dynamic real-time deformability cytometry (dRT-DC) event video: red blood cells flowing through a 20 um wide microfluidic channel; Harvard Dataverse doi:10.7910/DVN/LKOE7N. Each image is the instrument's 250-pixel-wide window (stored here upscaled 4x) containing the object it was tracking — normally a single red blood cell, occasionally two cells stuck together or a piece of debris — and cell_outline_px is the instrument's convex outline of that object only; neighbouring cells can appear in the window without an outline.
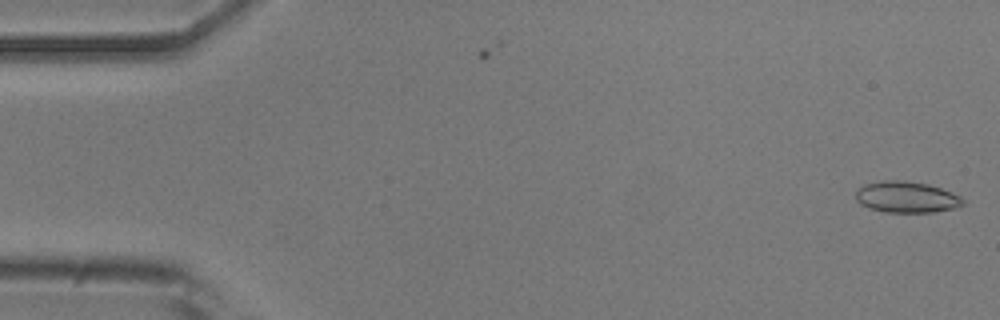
{"species": "common noctule bat (a hibernating species)", "species_latin": "Nyctalus noctula", "temperature_condition": "room temperature", "stored_images_in_passage": 3, "camera_frame_rate_fps": 3000, "um_per_image_px": 0.085, "animal": {"sex": "male", "body_mass_g": 20.5, "forearm_length_mm": 52.5}, "frame": {"image": 1, "passage_image": 3, "time_ms": 0.667, "image_size_px": [1000, 320], "cell_outline_px": [[964, 204], [956, 208], [932, 212], [884, 212], [868, 208], [860, 204], [856, 200], [856, 188], [864, 184], [884, 180], [904, 180], [928, 184], [940, 188], [960, 196], [964, 200]], "centroid_in_image_um": [77.02, 16.75], "position_along_channel_um": 8.0, "area_um2": 19.65}}